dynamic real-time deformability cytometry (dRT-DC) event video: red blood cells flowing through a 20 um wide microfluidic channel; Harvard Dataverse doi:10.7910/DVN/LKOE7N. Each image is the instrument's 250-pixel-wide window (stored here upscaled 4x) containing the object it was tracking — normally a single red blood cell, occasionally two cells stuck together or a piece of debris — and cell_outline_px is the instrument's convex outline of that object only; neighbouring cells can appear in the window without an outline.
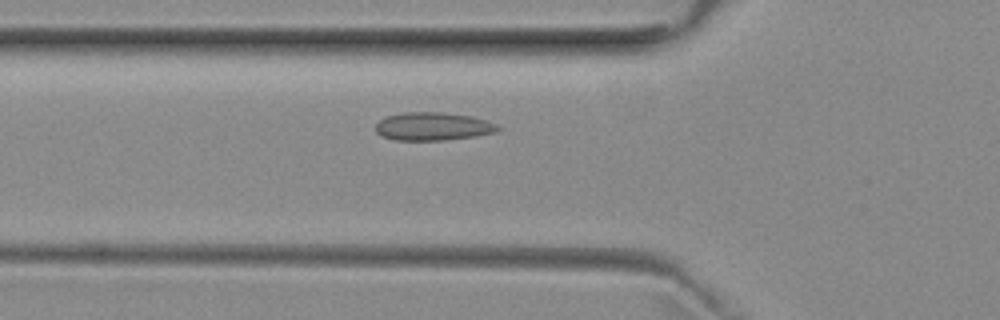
{"species": "common noctule bat (a hibernating species)", "species_latin": "Nyctalus noctula", "temperature_condition": "room temperature", "stored_images_in_passage": 39, "camera_frame_rate_fps": 3000, "um_per_image_px": 0.085, "animal": {"sex": "female", "body_mass_g": 29.2, "forearm_length_mm": 56.3}, "frame": {"image": 1, "passage_image": 5, "time_ms": 1.333, "image_size_px": [1000, 320], "cell_outline_px": [[500, 128], [496, 132], [476, 136], [444, 140], [392, 140], [380, 136], [376, 132], [376, 124], [380, 120], [388, 116], [400, 112], [440, 112], [472, 116], [488, 120], [496, 124]], "centroid_in_image_um": [36.79, 10.74], "position_along_channel_um": 89.0, "area_um2": 20.17}}
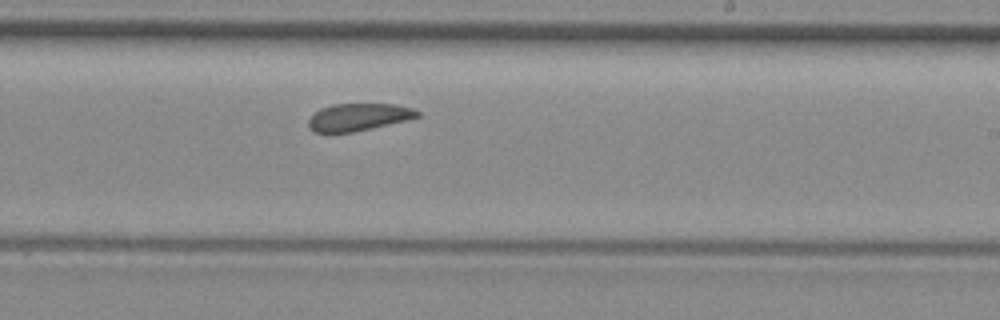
{"frame": {"image": 2, "passage_image": 18, "time_ms": 5.667, "image_size_px": [1000, 320], "cell_outline_px": [[420, 116], [404, 120], [352, 132], [316, 132], [308, 124], [308, 120], [320, 108], [332, 104], [392, 104], [412, 108], [420, 112]], "centroid_in_image_um": [30.46, 9.93], "position_along_channel_um": 258.5, "area_um2": 16.88}}
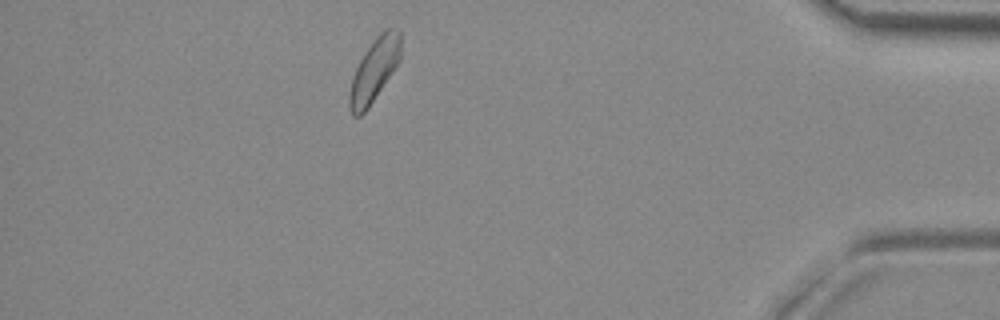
{"frame": {"image": 3, "passage_image": 33, "time_ms": 10.667, "image_size_px": [1000, 320], "cell_outline_px": [[400, 60], [368, 108], [360, 116], [352, 116], [348, 108], [348, 96], [352, 76], [364, 52], [376, 36], [384, 28], [388, 28], [400, 32]], "centroid_in_image_um": [31.77, 5.99], "position_along_channel_um": 403.4, "area_um2": 18.73}}